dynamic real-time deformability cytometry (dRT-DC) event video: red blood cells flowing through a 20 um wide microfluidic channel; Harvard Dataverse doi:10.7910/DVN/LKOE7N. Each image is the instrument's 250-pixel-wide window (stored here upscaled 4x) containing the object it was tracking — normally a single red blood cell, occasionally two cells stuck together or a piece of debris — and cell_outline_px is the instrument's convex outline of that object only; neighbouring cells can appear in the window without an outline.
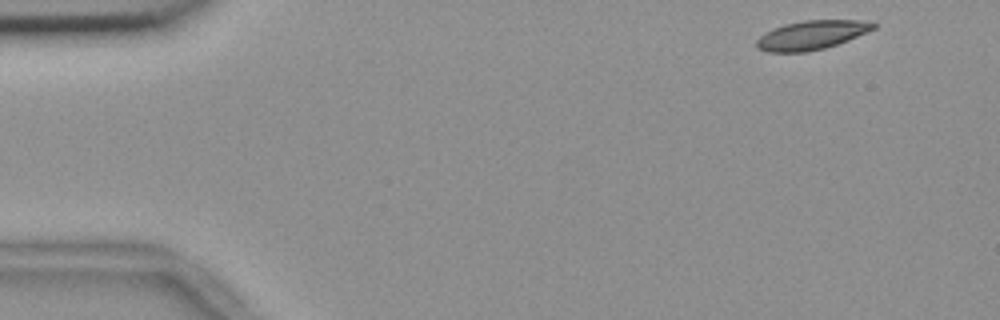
{"species": "common noctule bat (a hibernating species)", "species_latin": "Nyctalus noctula", "temperature_condition": "room temperature", "stored_images_in_passage": 52, "camera_frame_rate_fps": 3000, "um_per_image_px": 0.085, "animal": {"sex": "female", "body_mass_g": 18.4}, "frame": {"image": 1, "passage_image": 1, "time_ms": 0.0, "image_size_px": [1000, 320], "cell_outline_px": [[876, 28], [848, 40], [824, 48], [804, 52], [768, 52], [756, 48], [756, 40], [764, 32], [784, 24], [804, 20], [872, 20], [876, 24]], "centroid_in_image_um": [68.98, 2.97], "position_along_channel_um": 16.0, "area_um2": 19.83}}
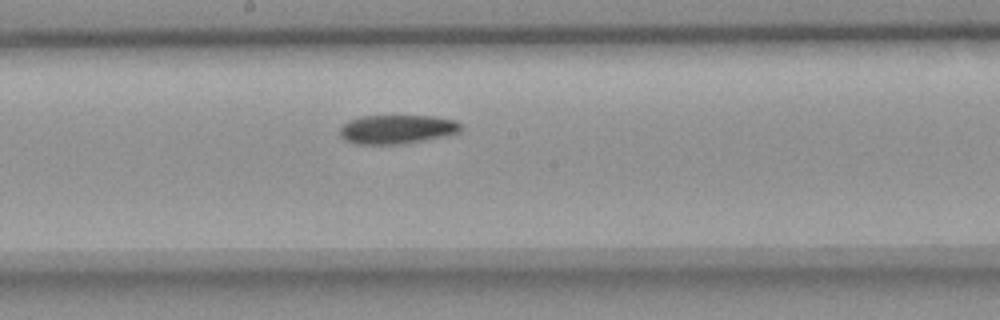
{"frame": {"image": 2, "passage_image": 26, "time_ms": 8.333, "image_size_px": [1000, 320], "cell_outline_px": [[464, 128], [460, 132], [444, 136], [424, 140], [400, 144], [356, 144], [344, 140], [340, 136], [340, 128], [348, 120], [360, 116], [432, 116], [456, 120], [464, 124]], "centroid_in_image_um": [33.77, 10.98], "position_along_channel_um": 214.4, "area_um2": 20.63}}
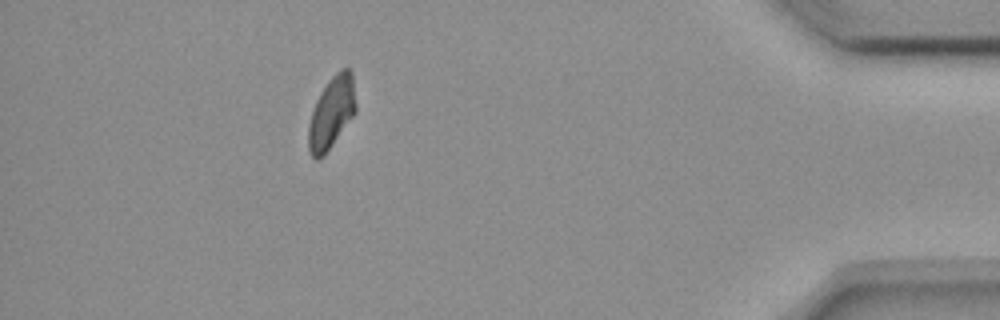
{"frame": {"image": 3, "passage_image": 46, "time_ms": 15.0, "image_size_px": [1000, 320], "cell_outline_px": [[356, 112], [324, 156], [316, 160], [312, 156], [308, 148], [308, 124], [316, 100], [320, 92], [328, 80], [340, 68], [348, 68], [352, 72], [356, 104]], "centroid_in_image_um": [28.18, 9.56], "position_along_channel_um": 407.0, "area_um2": 19.94}, "authors_computed_cell_mechanics": {"area_um2": 20.5768, "velocity_mm_per_s": 3.6566, "shape_relaxation_time_tau1_ms": 8.4881, "shape_relaxation_time_tau2_ms": null, "deformation_change_tau1": 0.1764, "deformation_change_tau2": null}}